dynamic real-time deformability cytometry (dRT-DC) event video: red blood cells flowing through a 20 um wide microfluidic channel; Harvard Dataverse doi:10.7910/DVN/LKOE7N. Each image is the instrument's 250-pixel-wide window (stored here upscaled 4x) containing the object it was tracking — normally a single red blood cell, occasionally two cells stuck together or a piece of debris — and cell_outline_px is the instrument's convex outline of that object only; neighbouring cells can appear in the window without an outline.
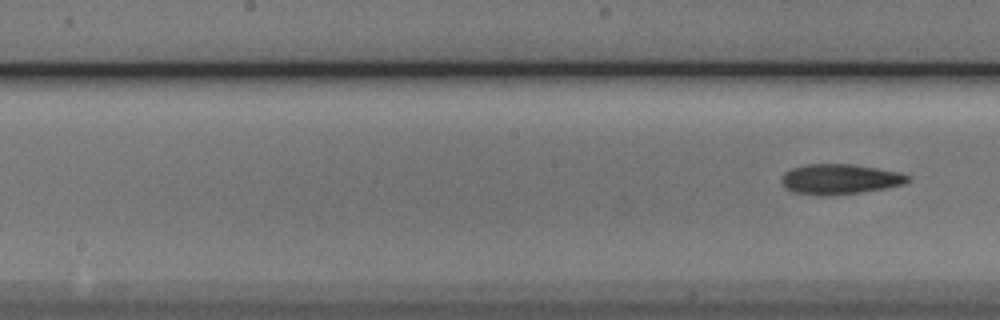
{"species": "Egyptian fruit bat (a non-hibernating species)", "species_latin": "Rousettus aegyptiacus", "temperature_condition": "cold", "stored_images_in_passage": 10, "segment_of_instrument_passage": [2, 2], "camera_frame_rate_fps": 3000, "um_per_image_px": 0.085, "animal": {"sex": "male"}, "frame": {"image": 1, "passage_image": 10, "time_ms": 11.0, "image_size_px": [1000, 320], "cell_outline_px": [[912, 180], [904, 184], [884, 188], [860, 192], [828, 196], [816, 196], [792, 192], [784, 188], [780, 180], [780, 176], [784, 172], [792, 168], [804, 164], [852, 164], [900, 172], [908, 176]], "centroid_in_image_um": [71.32, 15.23], "position_along_channel_um": 176.9, "area_um2": 22.54}}